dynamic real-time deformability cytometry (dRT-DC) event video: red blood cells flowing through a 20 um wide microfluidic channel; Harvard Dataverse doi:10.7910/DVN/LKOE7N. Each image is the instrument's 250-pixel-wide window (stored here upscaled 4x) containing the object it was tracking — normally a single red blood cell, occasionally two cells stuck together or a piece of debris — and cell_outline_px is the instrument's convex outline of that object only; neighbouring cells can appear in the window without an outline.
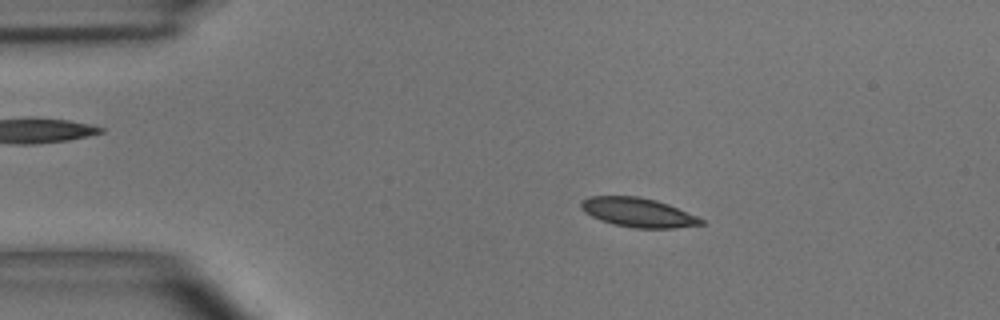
{"species": "common noctule bat (a hibernating species)", "species_latin": "Nyctalus noctula", "temperature_condition": "room temperature", "stored_images_in_passage": 48, "camera_frame_rate_fps": 3000, "um_per_image_px": 0.085, "animal": {"sex": "male", "body_mass_g": 15.6}, "frame": {"image": 1, "passage_image": 8, "time_ms": 2.333, "image_size_px": [1000, 320], "cell_outline_px": [[704, 224], [676, 228], [636, 228], [612, 224], [600, 220], [584, 212], [580, 208], [580, 200], [588, 196], [640, 196], [656, 200], [668, 204], [696, 216], [704, 220]], "centroid_in_image_um": [54.19, 18.05], "position_along_channel_um": 30.8, "area_um2": 20.52}}
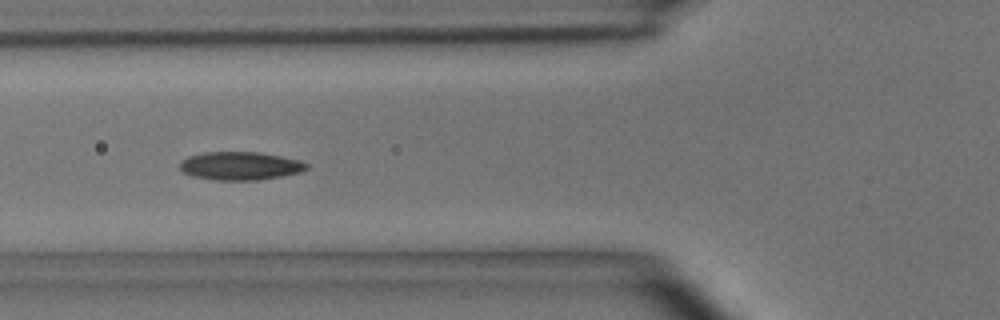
{"frame": {"image": 2, "passage_image": 17, "time_ms": 5.333, "image_size_px": [1000, 320], "cell_outline_px": [[308, 168], [300, 172], [260, 180], [216, 180], [192, 176], [184, 172], [180, 168], [180, 160], [188, 156], [204, 152], [260, 152], [300, 160], [308, 164]], "centroid_in_image_um": [20.4, 14.09], "position_along_channel_um": 105.4, "area_um2": 20.87}}
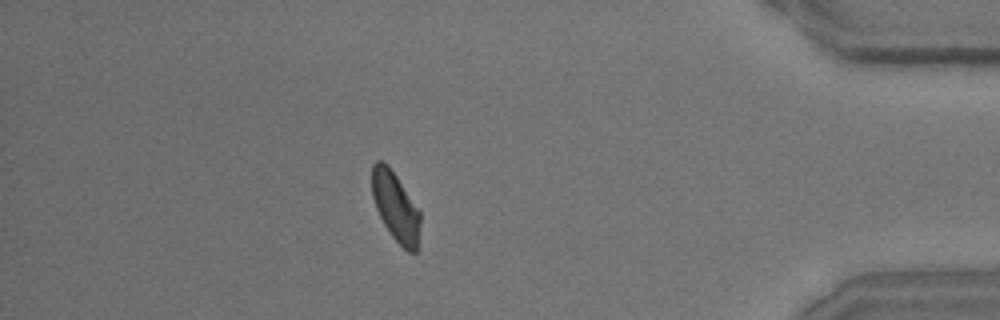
{"frame": {"image": 3, "passage_image": 42, "time_ms": 13.667, "image_size_px": [1000, 320], "cell_outline_px": [[420, 224], [416, 252], [408, 252], [392, 236], [384, 224], [376, 208], [372, 196], [372, 164], [376, 160], [384, 160], [388, 164], [420, 212]], "centroid_in_image_um": [33.6, 17.54], "position_along_channel_um": 401.6, "area_um2": 19.19}, "authors_computed_cell_mechanics": {"area_um2": 20.23, "velocity_mm_per_s": 4.0519, "shape_relaxation_time_tau1_ms": 2.998, "shape_relaxation_time_tau2_ms": 2.865, "deformation_change_tau1": 0.1045, "deformation_change_tau2": 0.0746}}